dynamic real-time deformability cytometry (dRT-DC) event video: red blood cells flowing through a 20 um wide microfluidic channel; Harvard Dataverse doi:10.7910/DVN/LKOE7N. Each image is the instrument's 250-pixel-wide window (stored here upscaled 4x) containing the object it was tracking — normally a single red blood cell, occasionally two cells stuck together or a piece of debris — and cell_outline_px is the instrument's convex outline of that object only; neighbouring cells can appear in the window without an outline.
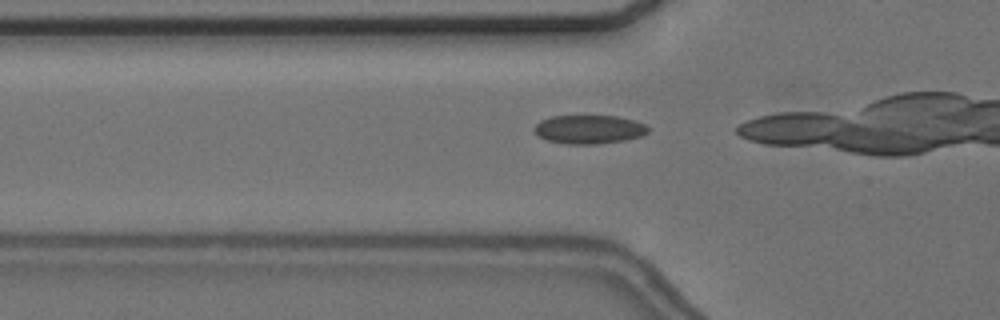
{"species": "common noctule bat (a hibernating species)", "species_latin": "Nyctalus noctula", "temperature_condition": "cold", "stored_images_in_passage": 15, "camera_frame_rate_fps": 3000, "um_per_image_px": 0.085, "animal": {"sex": "female", "body_mass_g": 24.6, "forearm_length_mm": 56.2}, "frame": {"image": 1, "passage_image": 13, "time_ms": 4.0, "image_size_px": [1000, 320], "cell_outline_px": [[648, 132], [640, 136], [624, 140], [596, 144], [568, 144], [548, 140], [540, 136], [532, 128], [540, 120], [552, 116], [616, 116], [632, 120], [644, 124], [648, 128]], "centroid_in_image_um": [50.04, 10.99], "position_along_channel_um": 75.8, "area_um2": 18.79}}